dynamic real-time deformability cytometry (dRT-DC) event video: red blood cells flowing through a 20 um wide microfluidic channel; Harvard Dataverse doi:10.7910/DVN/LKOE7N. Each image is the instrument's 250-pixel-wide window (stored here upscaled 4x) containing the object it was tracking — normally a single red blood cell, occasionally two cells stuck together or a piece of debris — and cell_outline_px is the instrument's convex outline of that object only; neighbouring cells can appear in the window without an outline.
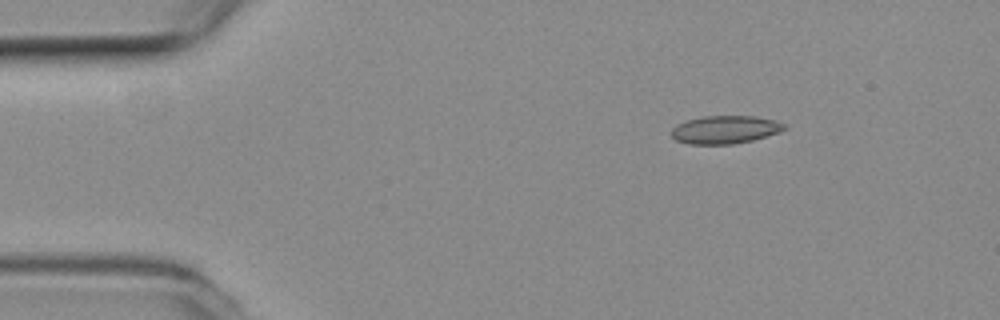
{"species": "common noctule bat (a hibernating species)", "species_latin": "Nyctalus noctula", "temperature_condition": "room temperature", "stored_images_in_passage": 3, "camera_frame_rate_fps": 3000, "um_per_image_px": 0.085, "animal": {"sex": "female", "body_mass_g": 19.3, "forearm_length_mm": 54.1}, "frame": {"image": 1, "passage_image": 1, "time_ms": 0.0, "image_size_px": [1000, 320], "cell_outline_px": [[784, 128], [780, 132], [768, 136], [752, 140], [732, 144], [688, 144], [676, 140], [672, 136], [672, 128], [676, 124], [688, 120], [704, 116], [756, 116], [776, 120], [784, 124]], "centroid_in_image_um": [61.63, 11.02], "position_along_channel_um": 23.4, "area_um2": 18.38}}